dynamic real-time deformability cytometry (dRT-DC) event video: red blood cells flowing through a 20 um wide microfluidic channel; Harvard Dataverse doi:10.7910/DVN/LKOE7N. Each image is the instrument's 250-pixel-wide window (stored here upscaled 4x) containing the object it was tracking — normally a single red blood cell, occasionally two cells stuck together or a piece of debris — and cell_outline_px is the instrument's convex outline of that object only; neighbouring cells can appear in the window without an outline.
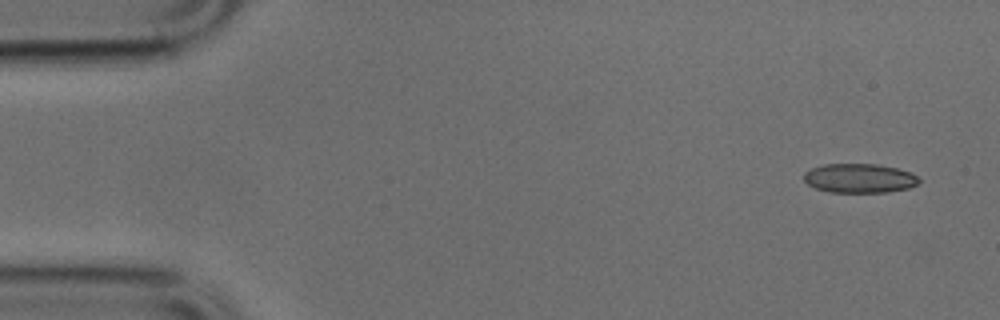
{"species": "common noctule bat (a hibernating species)", "species_latin": "Nyctalus noctula", "temperature_condition": "cold", "stored_images_in_passage": 48, "camera_frame_rate_fps": 3000, "um_per_image_px": 0.085, "animal": {"sex": "male", "body_mass_g": 17.9, "forearm_length_mm": 54.2}, "frame": {"image": 1, "passage_image": 1, "time_ms": 0.0, "image_size_px": [1000, 320], "cell_outline_px": [[920, 180], [916, 184], [908, 188], [888, 192], [828, 192], [816, 188], [808, 184], [804, 180], [804, 172], [812, 168], [824, 164], [876, 164], [896, 168], [912, 172]], "centroid_in_image_um": [73.04, 15.15], "position_along_channel_um": 12.0, "area_um2": 19.54}}
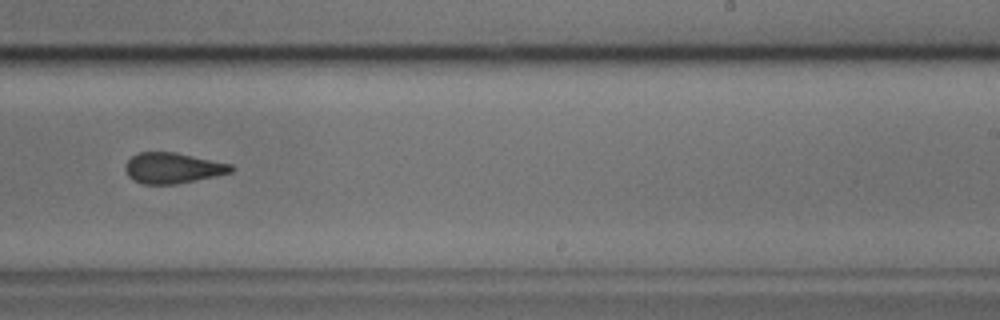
{"frame": {"image": 2, "passage_image": 29, "time_ms": 9.333, "image_size_px": [1000, 320], "cell_outline_px": [[236, 168], [232, 172], [216, 176], [176, 184], [144, 184], [132, 180], [128, 176], [124, 168], [124, 164], [132, 156], [140, 152], [176, 152], [232, 164]], "centroid_in_image_um": [14.69, 14.28], "position_along_channel_um": 274.3, "area_um2": 19.07}}
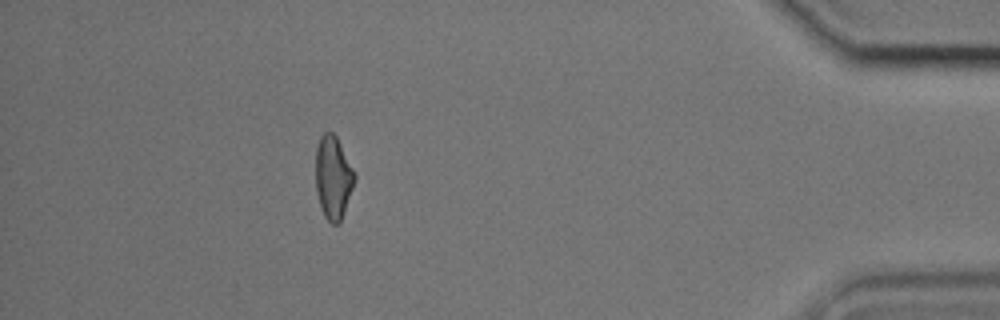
{"frame": {"image": 3, "passage_image": 43, "time_ms": 14.0, "image_size_px": [1000, 320], "cell_outline_px": [[356, 176], [340, 224], [332, 224], [324, 216], [316, 192], [316, 148], [320, 136], [324, 132], [332, 132], [336, 136], [356, 172]], "centroid_in_image_um": [28.32, 15.07], "position_along_channel_um": 406.9, "area_um2": 18.84}}